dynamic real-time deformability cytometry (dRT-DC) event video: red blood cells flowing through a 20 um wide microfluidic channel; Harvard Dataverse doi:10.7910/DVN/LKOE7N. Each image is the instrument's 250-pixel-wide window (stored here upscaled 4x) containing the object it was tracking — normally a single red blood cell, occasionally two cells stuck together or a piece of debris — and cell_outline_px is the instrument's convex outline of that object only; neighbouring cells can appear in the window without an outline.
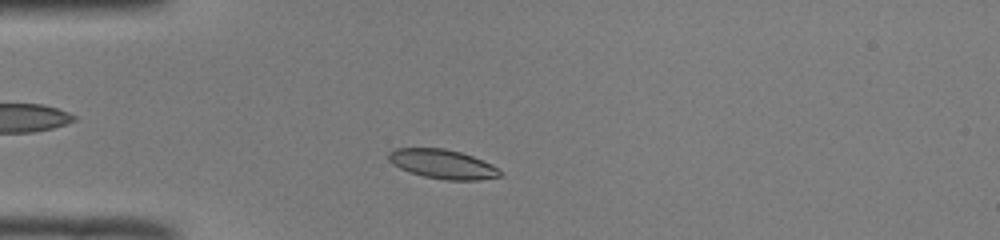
{"species": "common noctule bat (a hibernating species)", "species_latin": "Nyctalus noctula", "temperature_condition": "room temperature", "stored_images_in_passage": 43, "camera_frame_rate_fps": 3000, "um_per_image_px": 0.085, "animal": {"sex": "male", "body_mass_g": 19.0, "forearm_length_mm": 50.8}, "frame": {"image": 1, "passage_image": 6, "time_ms": 1.667, "image_size_px": [1000, 240], "cell_outline_px": [[504, 176], [480, 180], [444, 180], [424, 176], [400, 168], [392, 164], [388, 160], [388, 152], [396, 148], [444, 148], [460, 152], [472, 156], [492, 164], [504, 172]], "centroid_in_image_um": [37.67, 13.95], "position_along_channel_um": 47.3, "area_um2": 19.13}}
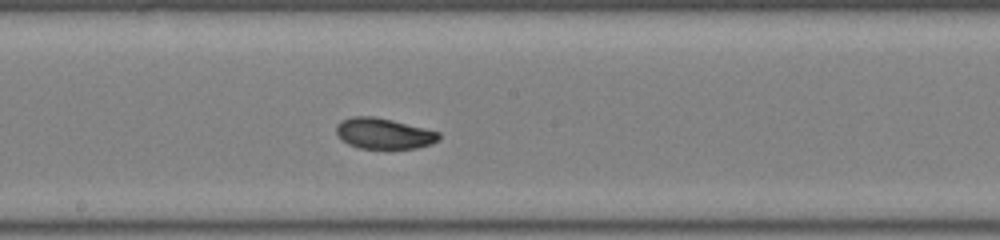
{"frame": {"image": 2, "passage_image": 20, "time_ms": 6.333, "image_size_px": [1000, 240], "cell_outline_px": [[440, 140], [432, 144], [416, 148], [360, 148], [348, 144], [336, 132], [336, 124], [340, 120], [352, 116], [372, 116], [392, 120], [440, 132]], "centroid_in_image_um": [32.63, 11.34], "position_along_channel_um": 215.6, "area_um2": 18.32}}
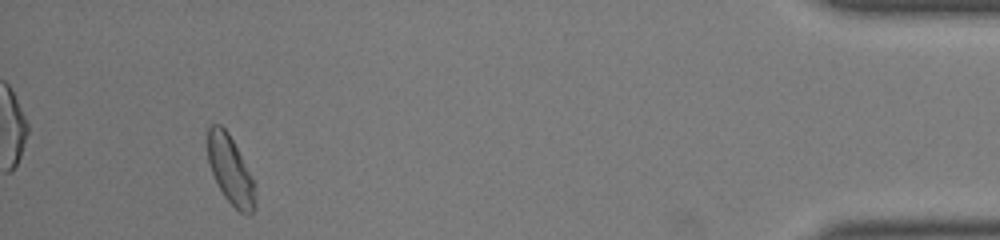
{"frame": {"image": 3, "passage_image": 40, "time_ms": 13.0, "image_size_px": [1000, 240], "cell_outline_px": [[256, 204], [252, 212], [240, 212], [224, 196], [212, 172], [208, 160], [208, 128], [212, 124], [220, 124], [228, 132], [256, 184]], "centroid_in_image_um": [19.6, 14.44], "position_along_channel_um": 415.6, "area_um2": 18.55}, "authors_computed_cell_mechanics": {"area_um2": 18.785, "velocity_mm_per_s": 3.9612, "shape_relaxation_time_tau1_ms": 6.1952, "shape_relaxation_time_tau2_ms": 2.7413, "deformation_change_tau1": 0.146, "deformation_change_tau2": 0.059}}